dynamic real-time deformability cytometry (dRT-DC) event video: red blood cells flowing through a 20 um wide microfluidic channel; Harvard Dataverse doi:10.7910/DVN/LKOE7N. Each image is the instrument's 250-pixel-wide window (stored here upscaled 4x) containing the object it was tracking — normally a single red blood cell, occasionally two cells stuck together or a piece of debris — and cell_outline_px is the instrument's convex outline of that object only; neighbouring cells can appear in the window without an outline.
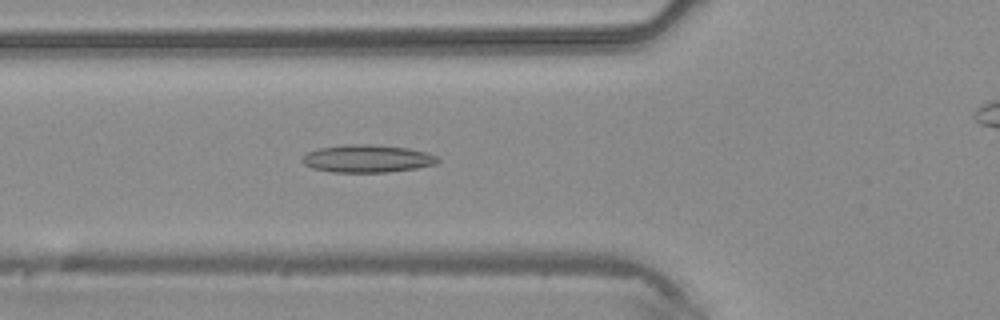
{"species": "common noctule bat (a hibernating species)", "species_latin": "Nyctalus noctula", "temperature_condition": "warm", "stored_images_in_passage": 40, "camera_frame_rate_fps": 3000, "um_per_image_px": 0.085, "animal": {"sex": "male", "body_mass_g": 20.4}, "frame": {"image": 1, "passage_image": 16, "time_ms": 5.0, "image_size_px": [1000, 320], "cell_outline_px": [[440, 160], [436, 164], [416, 168], [388, 172], [332, 172], [312, 168], [304, 164], [300, 160], [308, 152], [320, 148], [344, 144], [372, 144], [408, 148], [428, 152], [436, 156]], "centroid_in_image_um": [31.23, 13.48], "position_along_channel_um": 94.6, "area_um2": 21.91}}
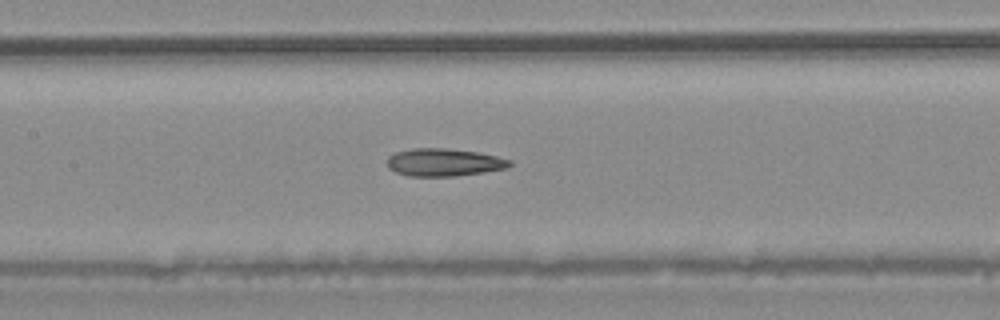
{"frame": {"image": 2, "passage_image": 21, "time_ms": 6.667, "image_size_px": [1000, 320], "cell_outline_px": [[512, 164], [508, 168], [484, 172], [452, 176], [408, 176], [396, 172], [388, 168], [388, 156], [396, 152], [412, 148], [448, 148], [480, 152], [512, 160]], "centroid_in_image_um": [37.75, 13.79], "position_along_channel_um": 169.6, "area_um2": 19.88}}
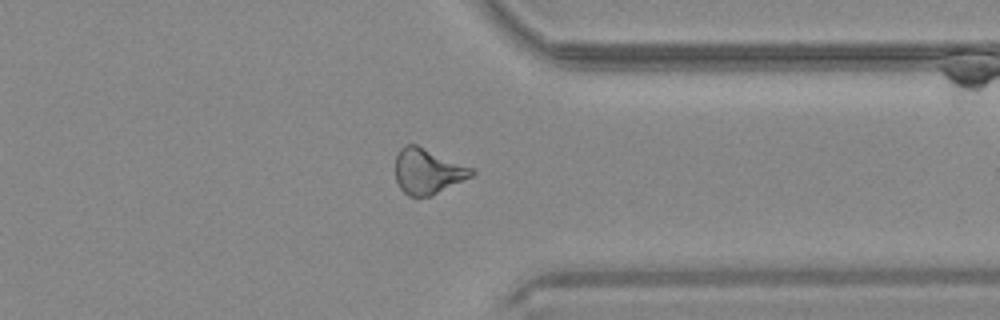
{"frame": {"image": 3, "passage_image": 35, "time_ms": 11.333, "image_size_px": [1000, 320], "cell_outline_px": [[476, 172], [472, 176], [432, 196], [408, 196], [400, 188], [396, 180], [396, 156], [400, 148], [404, 144], [416, 144], [472, 168]], "centroid_in_image_um": [36.34, 14.56], "position_along_channel_um": 375.1, "area_um2": 20.06}}